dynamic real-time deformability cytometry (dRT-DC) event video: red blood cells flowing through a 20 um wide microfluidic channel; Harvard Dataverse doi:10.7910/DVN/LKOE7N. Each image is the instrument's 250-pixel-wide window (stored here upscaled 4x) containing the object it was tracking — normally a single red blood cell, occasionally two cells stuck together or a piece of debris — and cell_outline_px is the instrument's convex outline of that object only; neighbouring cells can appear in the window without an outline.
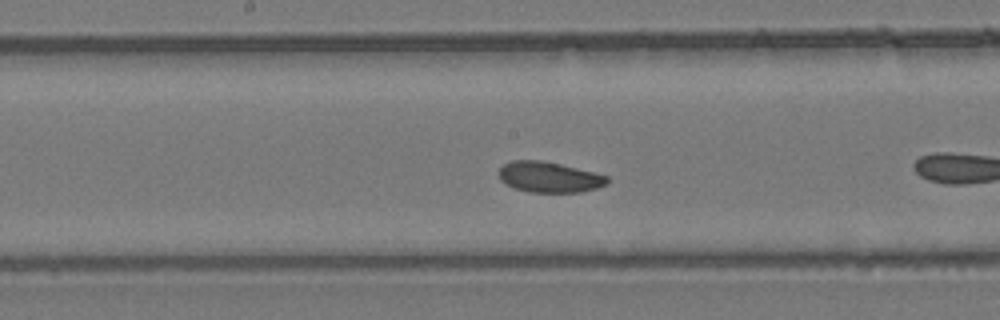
{"species": "common noctule bat (a hibernating species)", "species_latin": "Nyctalus noctula", "temperature_condition": "room temperature", "stored_images_in_passage": 35, "camera_frame_rate_fps": 3000, "um_per_image_px": 0.085, "animal": {"sex": "female", "body_mass_g": 24.6, "forearm_length_mm": 56.2}, "frame": {"image": 1, "passage_image": 11, "time_ms": 3.333, "image_size_px": [1000, 320], "cell_outline_px": [[608, 184], [596, 188], [580, 192], [528, 192], [512, 188], [500, 180], [500, 168], [504, 164], [512, 160], [540, 160], [560, 164], [608, 176]], "centroid_in_image_um": [46.66, 15.06], "position_along_channel_um": 201.5, "area_um2": 19.25}}